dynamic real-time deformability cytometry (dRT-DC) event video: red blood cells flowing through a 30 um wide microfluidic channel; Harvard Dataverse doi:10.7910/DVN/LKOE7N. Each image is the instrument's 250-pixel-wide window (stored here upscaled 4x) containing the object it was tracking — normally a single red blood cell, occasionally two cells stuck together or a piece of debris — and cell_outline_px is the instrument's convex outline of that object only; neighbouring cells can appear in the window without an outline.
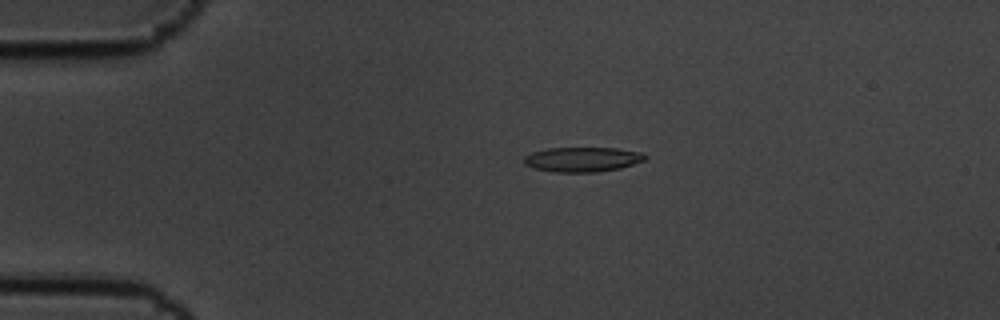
{"species": "common noctule bat (a hibernating species)", "species_latin": "Nyctalus noctula", "temperature_condition": "cold", "stored_images_in_passage": 6, "camera_frame_rate_fps": 3000, "um_per_image_px": 0.085, "animal": {"sex": "male", "body_mass_g": 19.5, "forearm_length_mm": 54.6}, "frame": {"image": 1, "passage_image": 4, "time_ms": 1.0, "image_size_px": [1000, 320], "cell_outline_px": [[648, 156], [644, 160], [620, 168], [596, 172], [552, 172], [536, 168], [524, 164], [524, 156], [532, 152], [548, 148], [616, 148], [640, 152]], "centroid_in_image_um": [49.49, 13.55], "position_along_channel_um": 35.5, "area_um2": 17.34}}
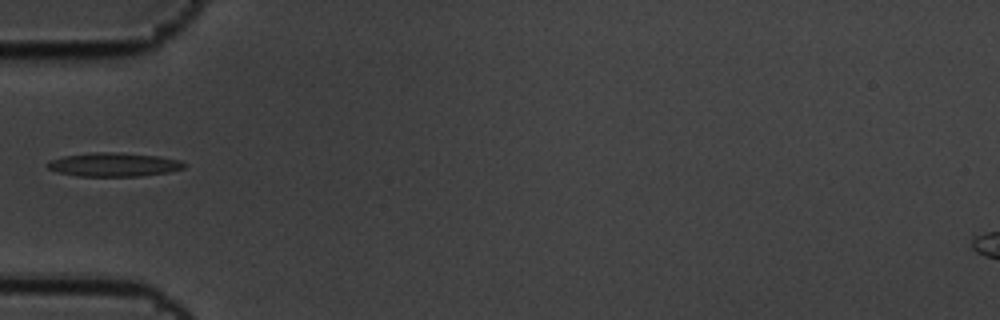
{"frame": {"image": 2, "passage_image": 6, "time_ms": 1.667, "image_size_px": [1000, 320], "cell_outline_px": [[184, 168], [168, 172], [140, 176], [76, 176], [56, 172], [48, 168], [44, 164], [52, 160], [64, 156], [96, 152], [112, 152], [160, 156], [180, 160], [184, 164]], "centroid_in_image_um": [9.65, 13.99], "position_along_channel_um": 75.4, "area_um2": 18.84}}